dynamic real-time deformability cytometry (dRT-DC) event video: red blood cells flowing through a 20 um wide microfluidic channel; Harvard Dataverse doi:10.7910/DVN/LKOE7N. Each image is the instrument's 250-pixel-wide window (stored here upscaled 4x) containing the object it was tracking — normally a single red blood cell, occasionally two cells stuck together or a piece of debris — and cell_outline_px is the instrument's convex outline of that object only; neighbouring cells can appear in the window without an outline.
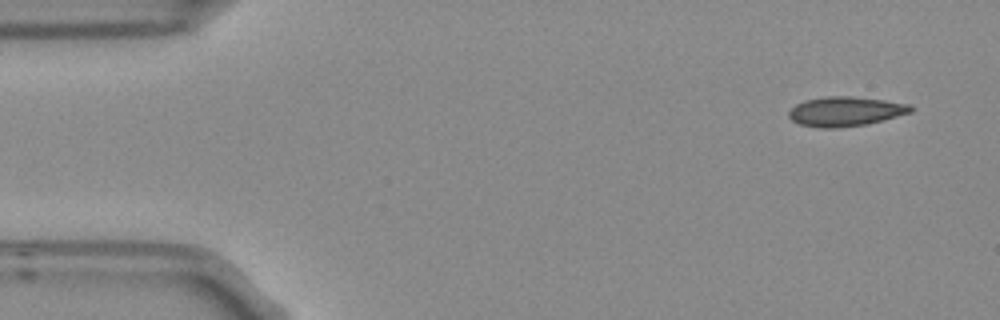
{"species": "Egyptian fruit bat (a non-hibernating species)", "species_latin": "Rousettus aegyptiacus", "temperature_condition": "room temperature", "stored_images_in_passage": 4, "camera_frame_rate_fps": 3000, "um_per_image_px": 0.085, "frame": {"image": 1, "passage_image": 1, "time_ms": 0.0, "image_size_px": [1000, 320], "cell_outline_px": [[912, 112], [884, 120], [868, 124], [836, 128], [820, 128], [800, 124], [792, 120], [788, 116], [788, 112], [796, 104], [804, 100], [828, 96], [852, 96], [884, 100], [908, 104], [912, 108]], "centroid_in_image_um": [71.85, 9.47], "position_along_channel_um": 13.2, "area_um2": 20.98}}
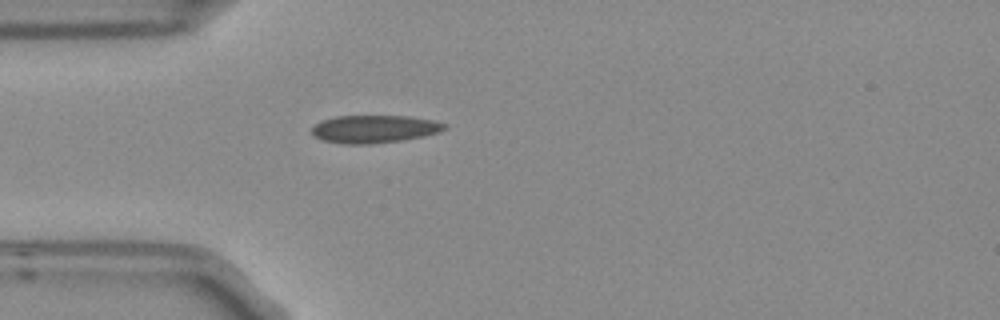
{"frame": {"image": 2, "passage_image": 4, "time_ms": 1.0, "image_size_px": [1000, 320], "cell_outline_px": [[448, 128], [440, 132], [424, 136], [404, 140], [372, 144], [344, 144], [324, 140], [312, 136], [312, 128], [316, 124], [324, 120], [336, 116], [408, 116], [432, 120], [448, 124]], "centroid_in_image_um": [31.86, 10.97], "position_along_channel_um": 53.1, "area_um2": 21.56}}